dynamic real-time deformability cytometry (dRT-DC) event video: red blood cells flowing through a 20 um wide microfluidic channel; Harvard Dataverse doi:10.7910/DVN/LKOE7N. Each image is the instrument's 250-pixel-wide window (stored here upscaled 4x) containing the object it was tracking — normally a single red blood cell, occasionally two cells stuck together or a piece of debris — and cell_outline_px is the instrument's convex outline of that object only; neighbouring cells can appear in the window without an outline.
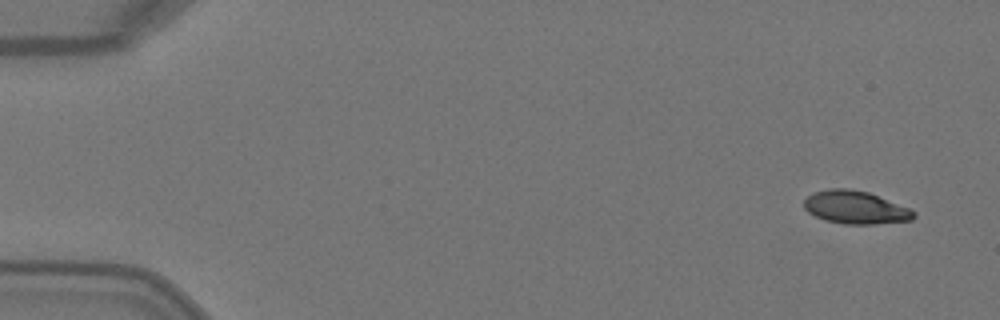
{"species": "Egyptian fruit bat (a non-hibernating species)", "species_latin": "Rousettus aegyptiacus", "temperature_condition": "warm", "stored_images_in_passage": 6, "camera_frame_rate_fps": 3000, "um_per_image_px": 0.085, "animal": {"sex": "female"}, "frame": {"image": 1, "passage_image": 1, "time_ms": 0.0, "image_size_px": [1000, 320], "cell_outline_px": [[916, 216], [912, 220], [876, 224], [844, 224], [824, 220], [808, 212], [804, 208], [804, 200], [812, 192], [828, 188], [848, 188], [868, 192], [908, 208], [916, 212]], "centroid_in_image_um": [72.69, 17.63], "position_along_channel_um": 12.3, "area_um2": 21.1}}
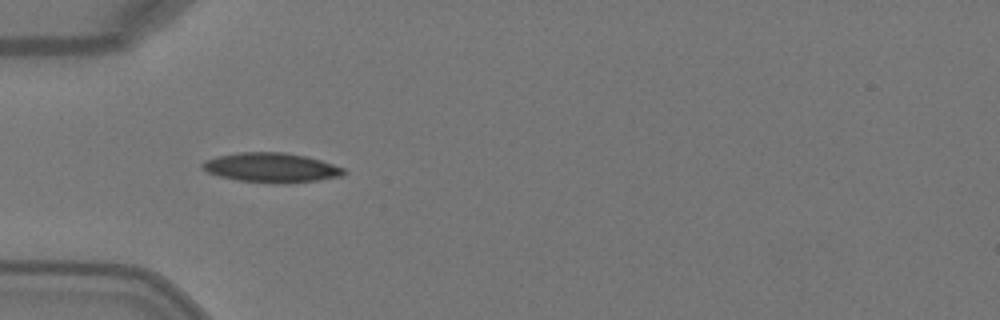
{"frame": {"image": 2, "passage_image": 4, "time_ms": 1.0, "image_size_px": [1000, 320], "cell_outline_px": [[348, 172], [344, 176], [316, 180], [284, 184], [276, 184], [240, 180], [220, 176], [208, 172], [200, 164], [204, 160], [216, 156], [240, 152], [284, 152], [308, 156], [344, 168]], "centroid_in_image_um": [23.09, 14.24], "position_along_channel_um": 61.9, "area_um2": 24.45}}
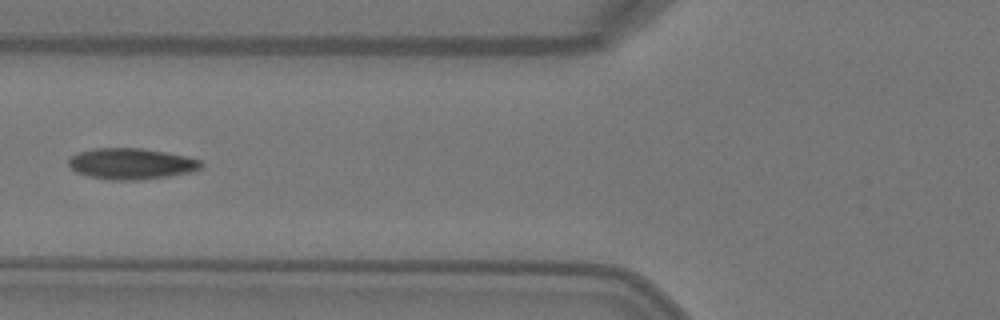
{"frame": {"image": 3, "passage_image": 5, "time_ms": 1.333, "image_size_px": [1000, 320], "cell_outline_px": [[204, 164], [200, 168], [188, 172], [168, 176], [144, 180], [112, 180], [88, 176], [76, 172], [68, 164], [68, 160], [76, 152], [92, 148], [140, 148], [164, 152], [184, 156], [200, 160]], "centroid_in_image_um": [11.11, 13.92], "position_along_channel_um": 114.7, "area_um2": 23.93}}